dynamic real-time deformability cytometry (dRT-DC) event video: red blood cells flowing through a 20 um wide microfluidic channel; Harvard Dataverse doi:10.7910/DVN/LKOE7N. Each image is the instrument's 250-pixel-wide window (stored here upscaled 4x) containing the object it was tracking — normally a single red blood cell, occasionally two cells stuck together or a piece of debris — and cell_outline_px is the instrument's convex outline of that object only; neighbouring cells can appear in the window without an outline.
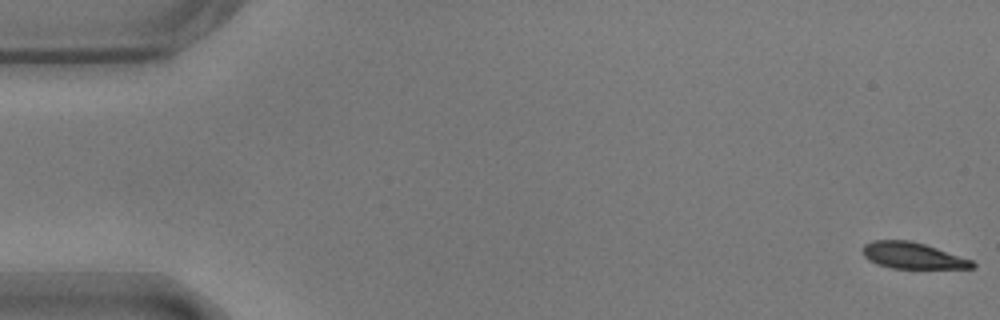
{"species": "common noctule bat (a hibernating species)", "species_latin": "Nyctalus noctula", "temperature_condition": "warm", "stored_images_in_passage": 57, "camera_frame_rate_fps": 3000, "um_per_image_px": 0.085, "animal": {"sex": "male", "body_mass_g": 17.9}, "frame": {"image": 1, "passage_image": 1, "time_ms": 0.0, "image_size_px": [1000, 320], "cell_outline_px": [[976, 268], [892, 268], [876, 264], [868, 260], [864, 256], [864, 244], [872, 240], [908, 240], [924, 244], [972, 260], [976, 264]], "centroid_in_image_um": [77.56, 21.73], "position_along_channel_um": 7.4, "area_um2": 16.65}}
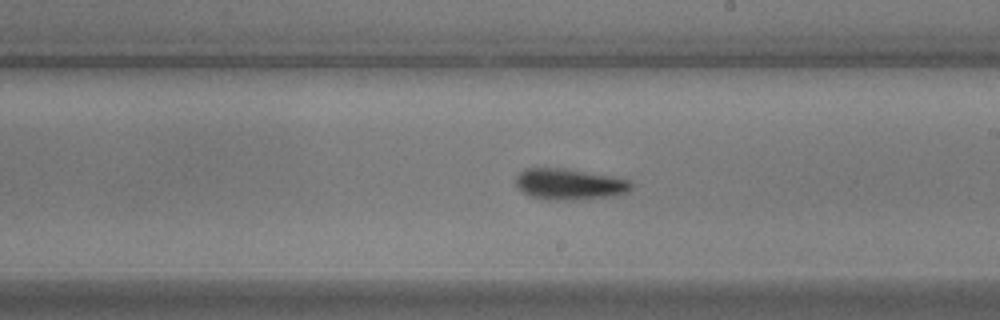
{"frame": {"image": 2, "passage_image": 32, "time_ms": 10.333, "image_size_px": [1000, 320], "cell_outline_px": [[632, 188], [628, 192], [608, 196], [532, 196], [524, 192], [516, 184], [516, 176], [524, 168], [564, 168], [612, 176], [632, 180]], "centroid_in_image_um": [48.44, 15.56], "position_along_channel_um": 240.6, "area_um2": 19.36}}
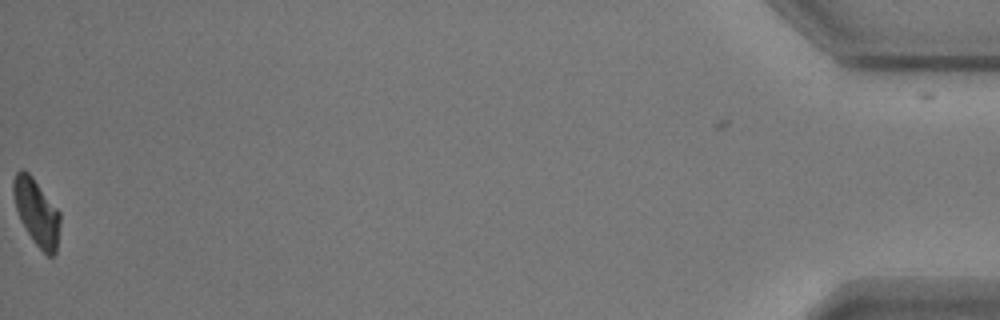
{"frame": {"image": 3, "passage_image": 56, "time_ms": 18.333, "image_size_px": [1000, 320], "cell_outline_px": [[60, 224], [56, 252], [52, 256], [48, 256], [36, 244], [20, 220], [16, 208], [12, 192], [12, 180], [16, 172], [20, 168], [24, 168], [32, 176], [60, 212]], "centroid_in_image_um": [3.09, 17.99], "position_along_channel_um": 432.1, "area_um2": 18.03}, "authors_computed_cell_mechanics": {"area_um2": 19.2474, "velocity_mm_per_s": 3.633, "shape_relaxation_time_tau1_ms": 3.0301, "shape_relaxation_time_tau2_ms": null, "deformation_change_tau1": 0.1245, "deformation_change_tau2": null}}